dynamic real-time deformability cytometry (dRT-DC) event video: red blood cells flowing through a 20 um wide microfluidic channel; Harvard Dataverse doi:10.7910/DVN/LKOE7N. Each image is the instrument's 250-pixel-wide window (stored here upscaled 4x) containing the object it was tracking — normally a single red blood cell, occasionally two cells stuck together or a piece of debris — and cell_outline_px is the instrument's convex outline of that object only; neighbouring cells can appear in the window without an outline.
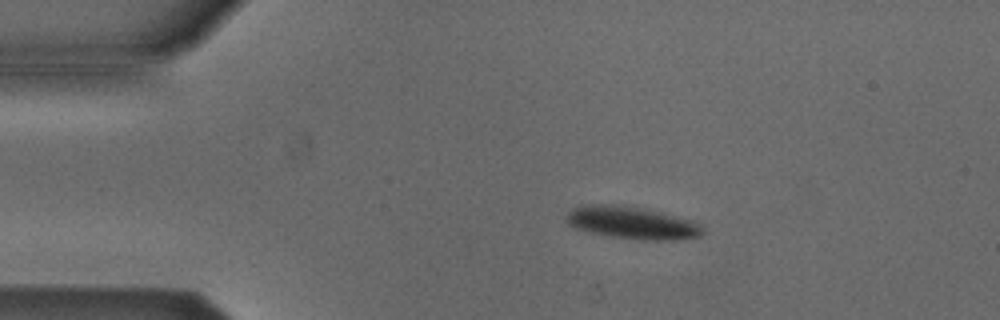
{"species": "Egyptian fruit bat (a non-hibernating species)", "species_latin": "Rousettus aegyptiacus", "temperature_condition": "cold", "stored_images_in_passage": 3, "camera_frame_rate_fps": 3000, "um_per_image_px": 0.085, "animal": {"sex": "male"}, "frame": {"image": 1, "passage_image": 2, "time_ms": 0.333, "image_size_px": [1000, 320], "cell_outline_px": [[704, 232], [700, 236], [680, 240], [640, 240], [612, 236], [588, 232], [576, 228], [568, 224], [564, 216], [572, 208], [592, 204], [596, 204], [636, 208], [692, 220]], "centroid_in_image_um": [53.67, 18.97], "position_along_channel_um": 31.3, "area_um2": 24.97}}